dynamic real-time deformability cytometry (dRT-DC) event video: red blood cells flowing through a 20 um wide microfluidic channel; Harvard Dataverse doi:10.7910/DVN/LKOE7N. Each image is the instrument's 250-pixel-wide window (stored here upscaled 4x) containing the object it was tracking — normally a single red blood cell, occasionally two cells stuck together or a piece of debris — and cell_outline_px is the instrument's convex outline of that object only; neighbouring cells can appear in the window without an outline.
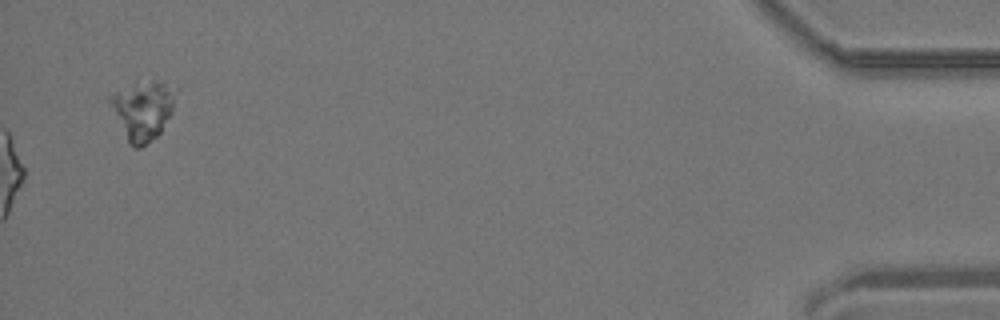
{"species": "common noctule bat (a hibernating species)", "species_latin": "Nyctalus noctula", "temperature_condition": "room temperature", "stored_images_in_passage": 54, "camera_frame_rate_fps": 3000, "um_per_image_px": 0.085, "animal": {"sex": "male", "body_mass_g": 19.2, "forearm_length_mm": 51.8}, "frame": {"image": 1, "passage_image": 54, "time_ms": 17.667, "image_size_px": [1000, 320], "cell_outline_px": [[176, 88], [172, 112], [160, 132], [156, 136], [140, 148], [136, 148], [128, 144], [108, 100], [108, 96], [164, 80]], "centroid_in_image_um": [12.18, 9.46], "position_along_channel_um": 423.0, "area_um2": 21.21}, "authors_computed_cell_mechanics": {"area_um2": 19.5942, "velocity_mm_per_s": 3.8549, "shape_relaxation_time_tau1_ms": null, "shape_relaxation_time_tau2_ms": 3.9522, "deformation_change_tau1": null, "deformation_change_tau2": 0.1284}}